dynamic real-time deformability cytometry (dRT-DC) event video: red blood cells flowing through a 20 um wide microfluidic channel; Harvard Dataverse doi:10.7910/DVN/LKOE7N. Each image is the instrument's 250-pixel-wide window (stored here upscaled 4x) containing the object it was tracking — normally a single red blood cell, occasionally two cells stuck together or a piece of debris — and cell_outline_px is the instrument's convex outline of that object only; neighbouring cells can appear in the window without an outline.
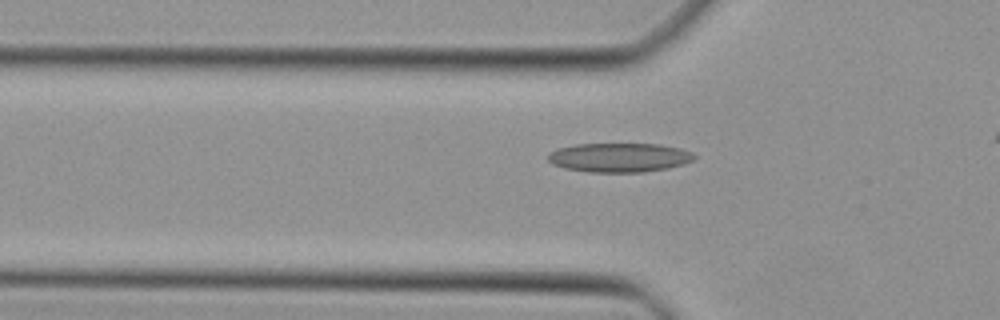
{"species": "Egyptian fruit bat (a non-hibernating species)", "species_latin": "Rousettus aegyptiacus", "temperature_condition": "cold", "stored_images_in_passage": 13, "camera_frame_rate_fps": 3000, "um_per_image_px": 0.085, "animal": {"sex": "female"}, "frame": {"image": 1, "passage_image": 3, "time_ms": 0.667, "image_size_px": [1000, 320], "cell_outline_px": [[696, 156], [692, 160], [684, 164], [668, 168], [644, 172], [588, 172], [564, 168], [552, 164], [548, 160], [548, 152], [556, 148], [576, 144], [660, 144], [680, 148], [692, 152]], "centroid_in_image_um": [52.62, 13.39], "position_along_channel_um": 73.2, "area_um2": 25.03}}
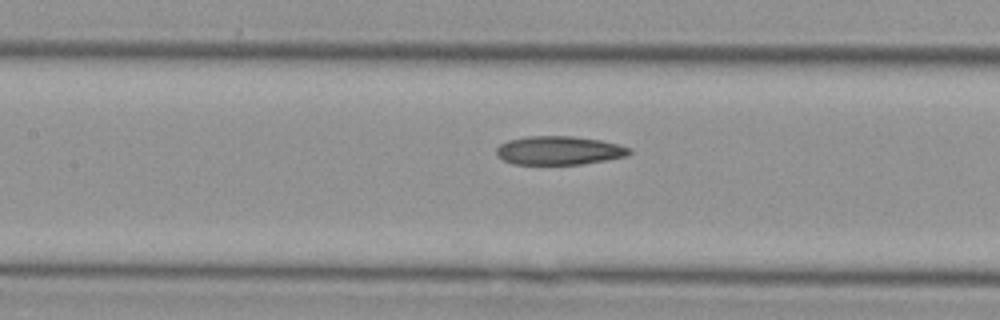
{"frame": {"image": 2, "passage_image": 9, "time_ms": 2.667, "image_size_px": [1000, 320], "cell_outline_px": [[632, 152], [628, 156], [584, 164], [512, 164], [496, 156], [496, 148], [500, 144], [508, 140], [528, 136], [572, 136], [600, 140], [620, 144], [632, 148]], "centroid_in_image_um": [47.54, 12.79], "position_along_channel_um": 159.9, "area_um2": 22.43}}
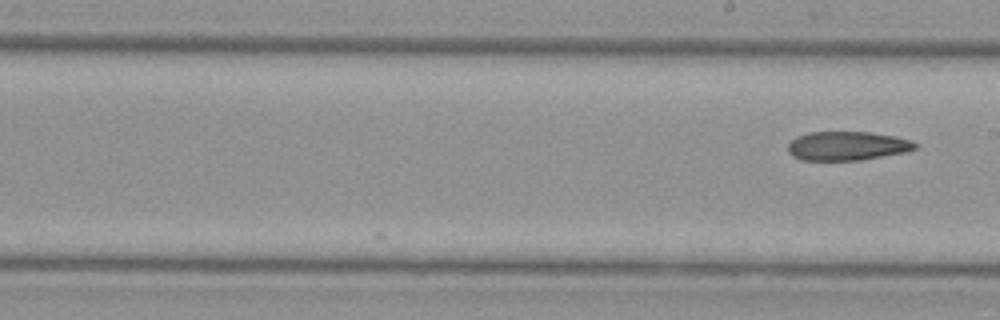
{"frame": {"image": 3, "passage_image": 13, "time_ms": 4.0, "image_size_px": [1000, 320], "cell_outline_px": [[920, 144], [916, 148], [908, 152], [860, 160], [800, 160], [792, 156], [788, 152], [788, 144], [796, 136], [808, 132], [872, 132], [896, 136], [912, 140]], "centroid_in_image_um": [72.05, 12.4], "position_along_channel_um": 217.0, "area_um2": 21.79}}